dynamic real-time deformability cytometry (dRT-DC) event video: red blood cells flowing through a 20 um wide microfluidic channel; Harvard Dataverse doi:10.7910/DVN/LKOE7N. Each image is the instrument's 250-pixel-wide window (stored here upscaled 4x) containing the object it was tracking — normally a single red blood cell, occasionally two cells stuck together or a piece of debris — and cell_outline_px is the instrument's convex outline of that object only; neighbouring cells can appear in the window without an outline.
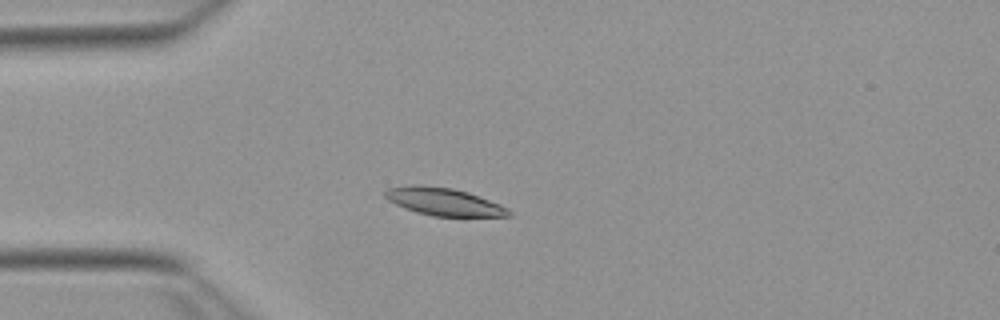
{"species": "Egyptian fruit bat (a non-hibernating species)", "species_latin": "Rousettus aegyptiacus", "temperature_condition": "warm", "stored_images_in_passage": 54, "camera_frame_rate_fps": 3000, "um_per_image_px": 0.085, "animal": {"sex": "female"}, "frame": {"image": 1, "passage_image": 15, "time_ms": 4.667, "image_size_px": [1000, 320], "cell_outline_px": [[512, 216], [432, 216], [416, 212], [404, 208], [388, 200], [384, 196], [384, 192], [388, 188], [452, 188], [468, 192], [500, 204], [508, 208], [512, 212]], "centroid_in_image_um": [37.83, 17.21], "position_along_channel_um": 47.2, "area_um2": 18.96}}
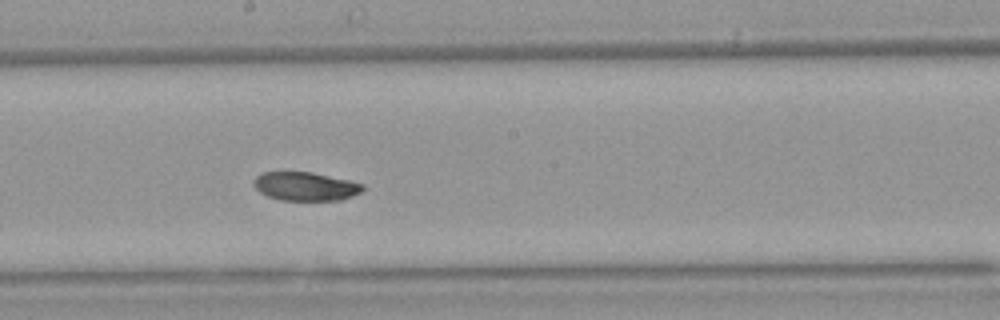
{"frame": {"image": 2, "passage_image": 30, "time_ms": 9.667, "image_size_px": [1000, 320], "cell_outline_px": [[364, 188], [360, 192], [352, 196], [340, 200], [280, 200], [268, 196], [260, 192], [252, 184], [252, 180], [256, 176], [264, 172], [312, 172], [348, 180], [364, 184]], "centroid_in_image_um": [25.94, 15.84], "position_along_channel_um": 222.3, "area_um2": 18.15}}
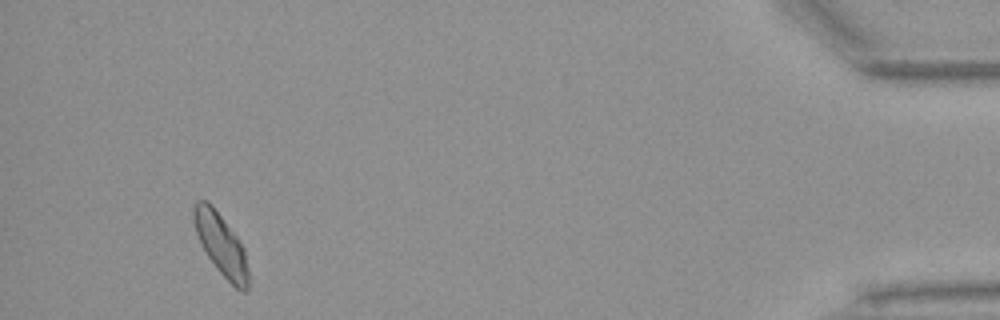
{"frame": {"image": 3, "passage_image": 51, "time_ms": 16.667, "image_size_px": [1000, 320], "cell_outline_px": [[248, 292], [240, 292], [216, 268], [200, 244], [196, 232], [192, 216], [192, 212], [196, 200], [208, 200], [212, 204], [236, 236], [244, 248], [248, 268]], "centroid_in_image_um": [18.78, 20.78], "position_along_channel_um": 416.4, "area_um2": 19.65}, "authors_computed_cell_mechanics": {"area_um2": 19.4208, "velocity_mm_per_s": 3.8167, "shape_relaxation_time_tau1_ms": 4.7391, "shape_relaxation_time_tau2_ms": null, "deformation_change_tau1": 0.1494, "deformation_change_tau2": null}}